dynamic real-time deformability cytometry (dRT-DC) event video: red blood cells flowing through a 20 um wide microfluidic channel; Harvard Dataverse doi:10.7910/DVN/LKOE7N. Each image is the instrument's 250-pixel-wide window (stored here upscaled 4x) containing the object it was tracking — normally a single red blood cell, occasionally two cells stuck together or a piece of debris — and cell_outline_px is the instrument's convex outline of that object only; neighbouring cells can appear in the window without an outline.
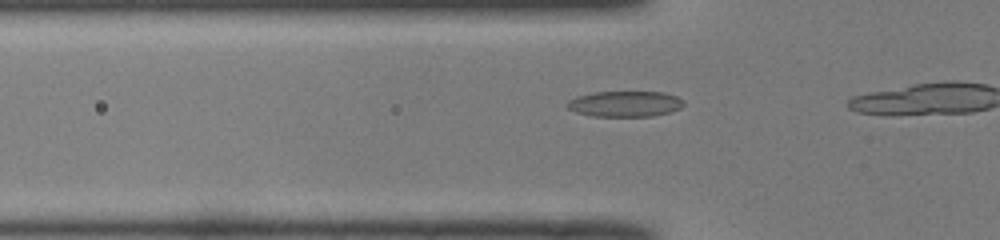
{"species": "common noctule bat (a hibernating species)", "species_latin": "Nyctalus noctula", "temperature_condition": "room temperature", "stored_images_in_passage": 10, "camera_frame_rate_fps": 3000, "um_per_image_px": 0.085, "animal": {"sex": "male", "body_mass_g": 19.0, "forearm_length_mm": 50.8}, "frame": {"image": 1, "passage_image": 7, "time_ms": 2.0, "image_size_px": [1000, 240], "cell_outline_px": [[684, 104], [680, 108], [672, 112], [652, 116], [592, 116], [576, 112], [568, 108], [564, 104], [568, 100], [576, 96], [592, 92], [664, 92], [676, 96], [684, 100]], "centroid_in_image_um": [53.11, 8.82], "position_along_channel_um": 72.7, "area_um2": 17.63}}